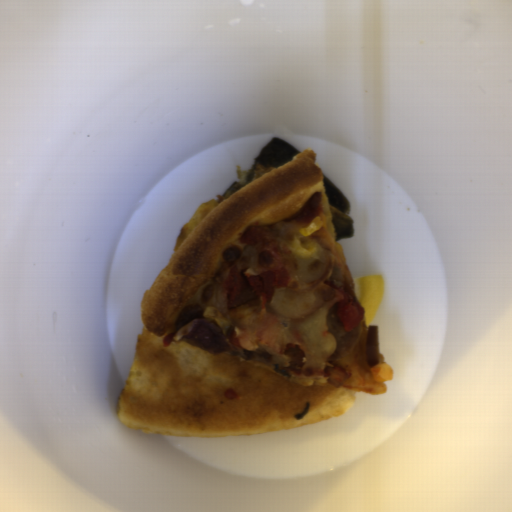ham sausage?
I'll list each match as a JSON object with an SVG mask.
<instances>
[{"label":"ham sausage","instance_id":"ham-sausage-1","mask_svg":"<svg viewBox=\"0 0 512 512\" xmlns=\"http://www.w3.org/2000/svg\"><path fill=\"white\" fill-rule=\"evenodd\" d=\"M341 300L335 303L331 308L328 309L327 316L325 318L328 333L336 340V347H343L351 345L358 337L361 329L360 322L357 327L351 330H346L337 314L339 304L343 303Z\"/></svg>","mask_w":512,"mask_h":512}]
</instances>
